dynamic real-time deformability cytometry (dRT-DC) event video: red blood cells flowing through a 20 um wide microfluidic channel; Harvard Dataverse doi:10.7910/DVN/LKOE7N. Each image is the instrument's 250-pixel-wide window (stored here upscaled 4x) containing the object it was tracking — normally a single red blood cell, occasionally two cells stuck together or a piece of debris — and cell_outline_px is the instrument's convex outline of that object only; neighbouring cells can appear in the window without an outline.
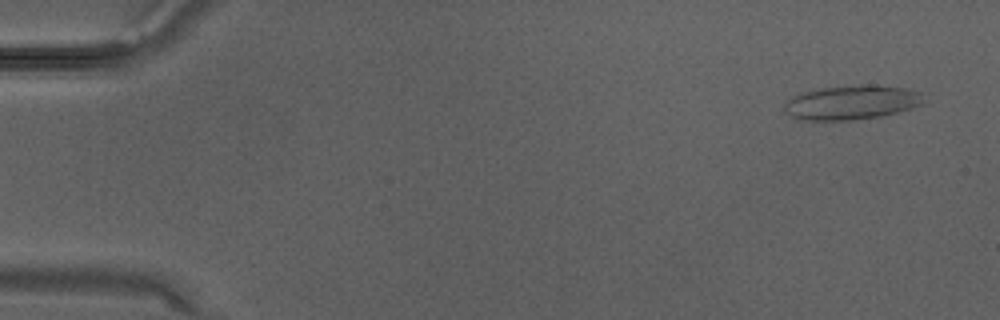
{"species": "Egyptian fruit bat (a non-hibernating species)", "species_latin": "Rousettus aegyptiacus", "temperature_condition": "warm", "stored_images_in_passage": 10, "camera_frame_rate_fps": 3000, "um_per_image_px": 0.085, "animal": {"sex": "male"}, "frame": {"image": 1, "passage_image": 2, "time_ms": 0.333, "image_size_px": [1000, 320], "cell_outline_px": [[920, 104], [912, 108], [880, 116], [852, 120], [804, 120], [792, 116], [784, 112], [784, 104], [792, 96], [800, 92], [824, 88], [860, 84], [868, 84], [904, 88], [920, 92]], "centroid_in_image_um": [72.32, 8.7], "position_along_channel_um": 12.7, "area_um2": 27.51}}